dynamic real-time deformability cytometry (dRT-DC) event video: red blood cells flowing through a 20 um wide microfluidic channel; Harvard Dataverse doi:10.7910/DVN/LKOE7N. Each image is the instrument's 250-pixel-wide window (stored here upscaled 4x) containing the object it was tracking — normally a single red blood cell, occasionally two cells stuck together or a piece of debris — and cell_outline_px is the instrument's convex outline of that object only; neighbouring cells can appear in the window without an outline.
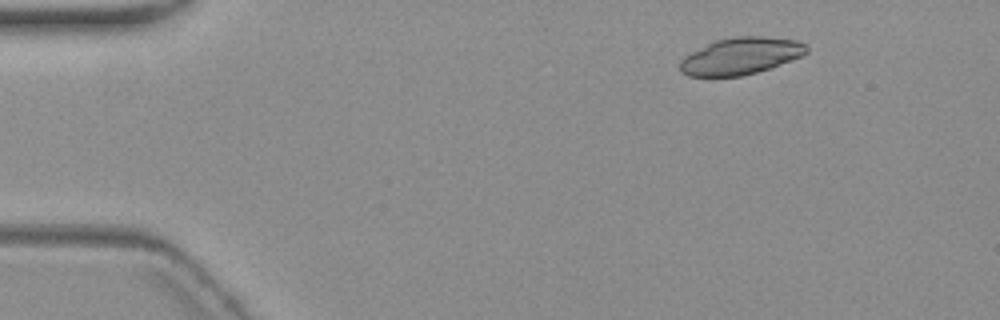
{"species": "common noctule bat (a hibernating species)", "species_latin": "Nyctalus noctula", "temperature_condition": "warm", "stored_images_in_passage": 6, "camera_frame_rate_fps": 3000, "um_per_image_px": 0.085, "animal": {"sex": "female", "body_mass_g": 19.3, "forearm_length_mm": 54.1}, "frame": {"image": 1, "passage_image": 2, "time_ms": 1.0, "image_size_px": [1000, 320], "cell_outline_px": [[808, 52], [800, 56], [772, 68], [740, 76], [688, 76], [680, 72], [680, 60], [684, 56], [716, 40], [736, 36], [764, 36], [796, 40], [804, 44], [808, 48]], "centroid_in_image_um": [62.96, 4.76], "position_along_channel_um": 22.0, "area_um2": 27.05}}